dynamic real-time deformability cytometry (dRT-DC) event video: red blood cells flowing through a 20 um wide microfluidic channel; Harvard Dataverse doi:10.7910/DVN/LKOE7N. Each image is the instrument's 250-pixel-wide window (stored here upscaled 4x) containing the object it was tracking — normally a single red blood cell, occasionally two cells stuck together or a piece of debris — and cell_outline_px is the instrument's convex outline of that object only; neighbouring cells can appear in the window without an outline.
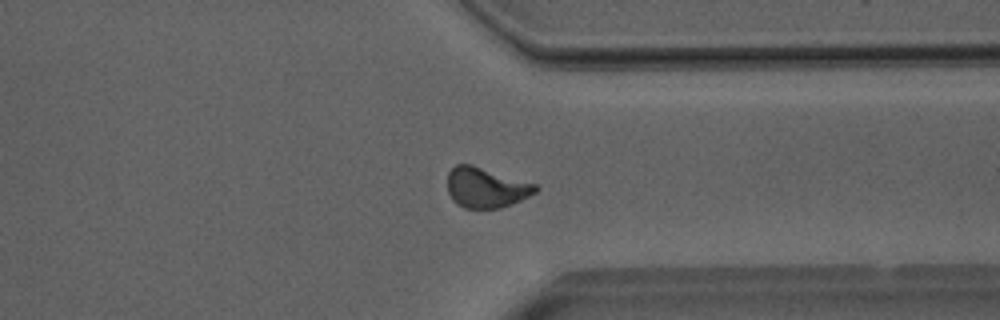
{"species": "Egyptian fruit bat (a non-hibernating species)", "species_latin": "Rousettus aegyptiacus", "temperature_condition": "room temperature", "stored_images_in_passage": 51, "camera_frame_rate_fps": 3000, "um_per_image_px": 0.085, "animal": {"sex": "male"}, "frame": {"image": 1, "passage_image": 39, "time_ms": 12.667, "image_size_px": [1000, 320], "cell_outline_px": [[540, 188], [536, 192], [512, 204], [500, 208], [464, 208], [456, 204], [452, 200], [448, 192], [448, 172], [456, 164], [472, 164], [536, 184]], "centroid_in_image_um": [41.3, 15.94], "position_along_channel_um": 370.1, "area_um2": 20.69}}
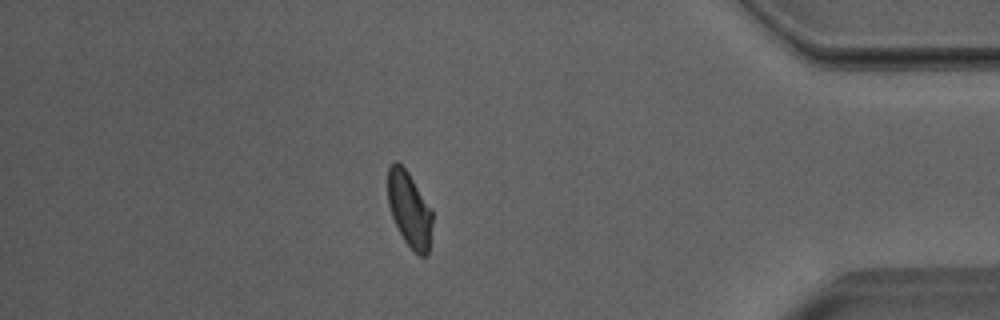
{"frame": {"image": 2, "passage_image": 44, "time_ms": 14.333, "image_size_px": [1000, 320], "cell_outline_px": [[432, 224], [428, 256], [420, 256], [404, 240], [392, 216], [388, 204], [388, 168], [396, 160], [408, 172], [432, 208]], "centroid_in_image_um": [34.82, 17.79], "position_along_channel_um": 400.4, "area_um2": 19.42}}
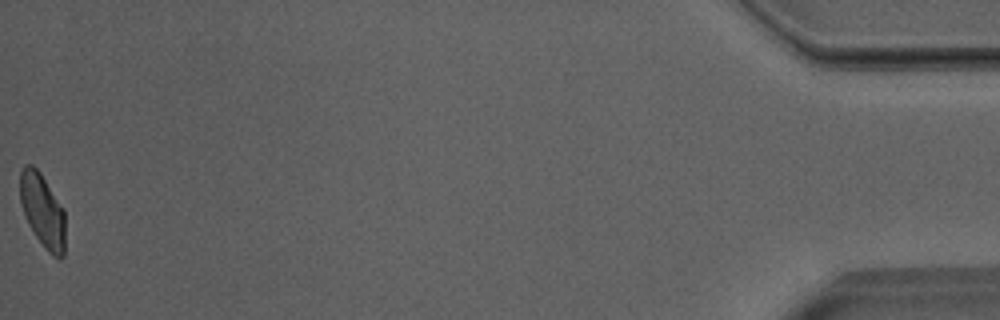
{"frame": {"image": 3, "passage_image": 51, "time_ms": 16.667, "image_size_px": [1000, 320], "cell_outline_px": [[64, 256], [60, 260], [52, 256], [44, 248], [28, 224], [24, 216], [20, 200], [20, 172], [24, 164], [32, 164], [40, 172], [64, 208]], "centroid_in_image_um": [3.61, 17.91], "position_along_channel_um": 431.6, "area_um2": 19.59}, "authors_computed_cell_mechanics": {"area_um2": 20.7502, "velocity_mm_per_s": 3.9934, "shape_relaxation_time_tau1_ms": 5.702, "shape_relaxation_time_tau2_ms": 2.1088, "deformation_change_tau1": 0.1389, "deformation_change_tau2": 0.0709}}